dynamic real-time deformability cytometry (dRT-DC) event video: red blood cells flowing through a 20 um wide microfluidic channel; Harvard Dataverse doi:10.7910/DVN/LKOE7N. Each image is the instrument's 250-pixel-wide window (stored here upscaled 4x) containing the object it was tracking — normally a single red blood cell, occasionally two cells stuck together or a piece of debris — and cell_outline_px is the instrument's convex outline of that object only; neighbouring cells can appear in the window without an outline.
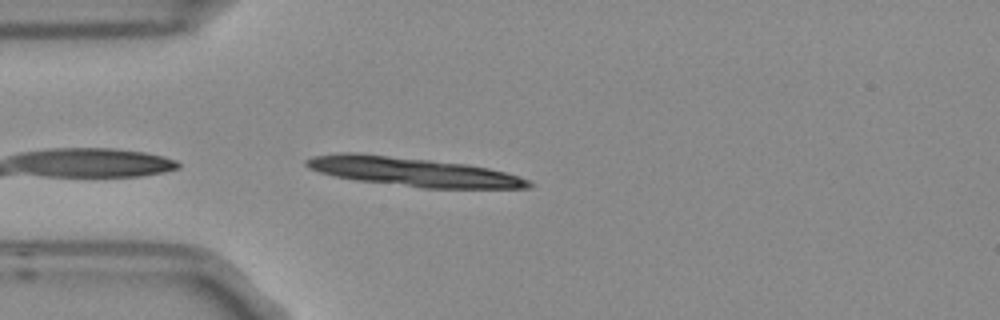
{"species": "Egyptian fruit bat (a non-hibernating species)", "species_latin": "Rousettus aegyptiacus", "temperature_condition": "room temperature", "stored_images_in_passage": 4, "camera_frame_rate_fps": 3000, "um_per_image_px": 0.085, "frame": {"image": 1, "passage_image": 4, "time_ms": 1.0, "image_size_px": [1000, 320], "cell_outline_px": [[532, 188], [420, 188], [356, 180], [336, 176], [320, 172], [308, 168], [304, 164], [304, 160], [312, 156], [340, 152], [352, 152], [432, 160], [464, 164], [488, 168], [504, 172], [528, 180], [532, 184]], "centroid_in_image_um": [35.03, 14.6], "position_along_channel_um": 50.0, "area_um2": 37.28}}